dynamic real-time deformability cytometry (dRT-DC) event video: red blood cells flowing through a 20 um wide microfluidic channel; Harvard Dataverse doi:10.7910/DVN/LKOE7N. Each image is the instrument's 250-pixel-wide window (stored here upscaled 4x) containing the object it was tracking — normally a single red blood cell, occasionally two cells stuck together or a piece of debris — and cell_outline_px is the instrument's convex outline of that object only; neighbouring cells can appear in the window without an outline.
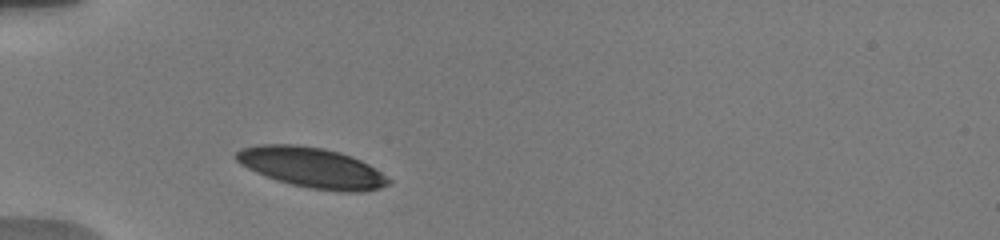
{"species": "human", "species_latin": "Homo sapiens", "temperature_condition": "warm", "stored_images_in_passage": 31, "camera_frame_rate_fps": 3000, "um_per_image_px": 0.085, "donor": {"sex": "male"}, "frame": {"image": 1, "passage_image": 1, "time_ms": 0.0, "image_size_px": [1000, 240], "cell_outline_px": [[392, 180], [388, 184], [380, 188], [360, 192], [340, 192], [308, 188], [276, 180], [256, 172], [240, 164], [236, 160], [236, 152], [240, 148], [260, 144], [292, 144], [324, 148], [340, 152], [352, 156], [368, 164]], "centroid_in_image_um": [26.51, 14.24], "position_along_channel_um": 58.5, "area_um2": 35.72}}
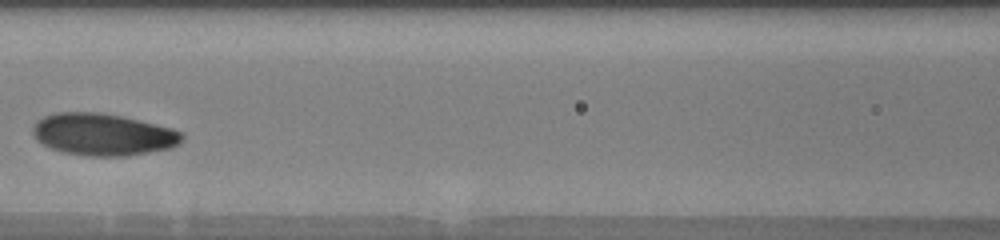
{"frame": {"image": 2, "passage_image": 12, "time_ms": 3.0, "image_size_px": [1000, 240], "cell_outline_px": [[184, 136], [180, 144], [172, 148], [128, 156], [84, 156], [60, 152], [48, 148], [36, 140], [32, 132], [32, 128], [36, 120], [44, 116], [56, 112], [100, 112], [120, 116], [172, 128], [184, 132]], "centroid_in_image_um": [8.73, 11.44], "position_along_channel_um": 157.9, "area_um2": 37.05}}
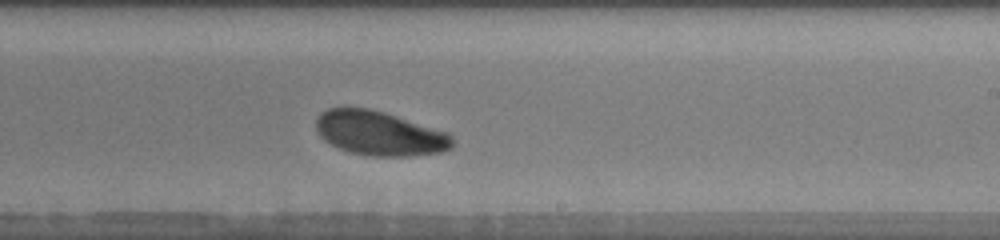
{"frame": {"image": 3, "passage_image": 22, "time_ms": 5.667, "image_size_px": [1000, 240], "cell_outline_px": [[452, 148], [444, 152], [408, 156], [368, 156], [352, 152], [340, 148], [324, 140], [320, 136], [316, 128], [316, 120], [320, 112], [328, 108], [368, 108], [384, 112], [448, 132], [452, 136]], "centroid_in_image_um": [32.27, 11.33], "position_along_channel_um": 256.7, "area_um2": 35.14}}